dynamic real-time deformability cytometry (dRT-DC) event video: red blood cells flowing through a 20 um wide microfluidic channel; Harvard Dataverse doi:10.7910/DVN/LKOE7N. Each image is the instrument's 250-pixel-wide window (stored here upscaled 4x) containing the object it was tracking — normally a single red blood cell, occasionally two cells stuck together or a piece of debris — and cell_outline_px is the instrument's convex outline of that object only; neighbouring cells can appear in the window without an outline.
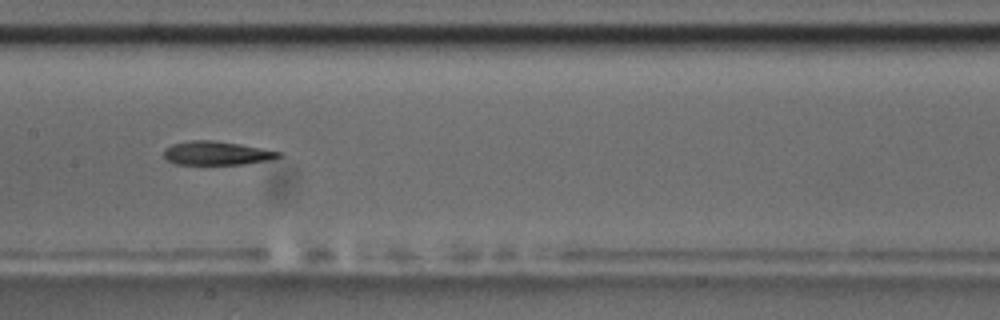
{"species": "common noctule bat (a hibernating species)", "species_latin": "Nyctalus noctula", "temperature_condition": "room temperature", "stored_images_in_passage": 8, "camera_frame_rate_fps": 3000, "um_per_image_px": 0.085, "animal": {"sex": "male", "body_mass_g": 17.5, "forearm_length_mm": 52.3}, "frame": {"image": 1, "passage_image": 4, "time_ms": 3.667, "image_size_px": [1000, 320], "cell_outline_px": [[280, 156], [268, 160], [244, 164], [176, 164], [168, 160], [164, 156], [164, 148], [172, 144], [192, 140], [212, 140], [240, 144], [280, 152]], "centroid_in_image_um": [18.37, 13.01], "position_along_channel_um": 189.0, "area_um2": 15.61}}